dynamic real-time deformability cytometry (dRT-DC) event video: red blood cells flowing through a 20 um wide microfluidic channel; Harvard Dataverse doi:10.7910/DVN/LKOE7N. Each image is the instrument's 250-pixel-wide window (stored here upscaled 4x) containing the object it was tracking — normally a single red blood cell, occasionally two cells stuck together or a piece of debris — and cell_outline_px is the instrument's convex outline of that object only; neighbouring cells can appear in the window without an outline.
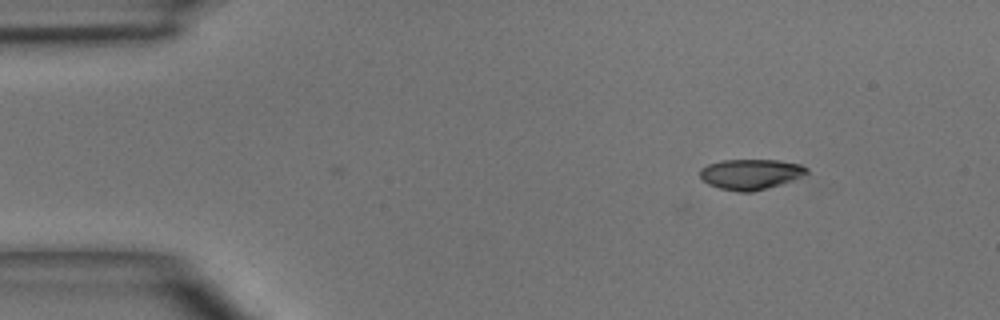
{"species": "common noctule bat (a hibernating species)", "species_latin": "Nyctalus noctula", "temperature_condition": "room temperature", "stored_images_in_passage": 6, "camera_frame_rate_fps": 3000, "um_per_image_px": 0.085, "animal": {"sex": "male", "body_mass_g": 15.6}, "frame": {"image": 1, "passage_image": 4, "time_ms": 3.667, "image_size_px": [1000, 320], "cell_outline_px": [[808, 172], [792, 180], [780, 184], [752, 192], [740, 192], [720, 188], [708, 184], [700, 176], [700, 168], [708, 164], [724, 160], [776, 160], [800, 164], [808, 168]], "centroid_in_image_um": [63.78, 14.8], "position_along_channel_um": 21.2, "area_um2": 18.67}}